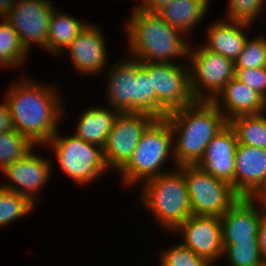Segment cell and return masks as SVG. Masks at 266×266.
<instances>
[{
	"label": "cell",
	"instance_id": "obj_1",
	"mask_svg": "<svg viewBox=\"0 0 266 266\" xmlns=\"http://www.w3.org/2000/svg\"><path fill=\"white\" fill-rule=\"evenodd\" d=\"M23 79L13 83L5 95L13 127L33 144L45 145L58 131L57 121L64 114L62 101L53 85Z\"/></svg>",
	"mask_w": 266,
	"mask_h": 266
},
{
	"label": "cell",
	"instance_id": "obj_2",
	"mask_svg": "<svg viewBox=\"0 0 266 266\" xmlns=\"http://www.w3.org/2000/svg\"><path fill=\"white\" fill-rule=\"evenodd\" d=\"M165 119L172 129L173 139L177 138L173 141V161L177 166L196 165L208 143L228 123L212 101H194L167 114Z\"/></svg>",
	"mask_w": 266,
	"mask_h": 266
},
{
	"label": "cell",
	"instance_id": "obj_3",
	"mask_svg": "<svg viewBox=\"0 0 266 266\" xmlns=\"http://www.w3.org/2000/svg\"><path fill=\"white\" fill-rule=\"evenodd\" d=\"M125 25L129 53L141 63H173L172 58H188L191 47L184 40V33L170 26L156 13L133 9Z\"/></svg>",
	"mask_w": 266,
	"mask_h": 266
},
{
	"label": "cell",
	"instance_id": "obj_4",
	"mask_svg": "<svg viewBox=\"0 0 266 266\" xmlns=\"http://www.w3.org/2000/svg\"><path fill=\"white\" fill-rule=\"evenodd\" d=\"M107 78L109 105L120 113L143 112L158 118V100L152 77L139 60L131 57L112 65Z\"/></svg>",
	"mask_w": 266,
	"mask_h": 266
},
{
	"label": "cell",
	"instance_id": "obj_5",
	"mask_svg": "<svg viewBox=\"0 0 266 266\" xmlns=\"http://www.w3.org/2000/svg\"><path fill=\"white\" fill-rule=\"evenodd\" d=\"M174 170L143 182L141 194L144 206L170 233L193 215L183 165Z\"/></svg>",
	"mask_w": 266,
	"mask_h": 266
},
{
	"label": "cell",
	"instance_id": "obj_6",
	"mask_svg": "<svg viewBox=\"0 0 266 266\" xmlns=\"http://www.w3.org/2000/svg\"><path fill=\"white\" fill-rule=\"evenodd\" d=\"M173 133L165 118H156L143 132L131 159L119 171L127 185L147 181L163 172L166 159L173 158ZM163 163V164H162Z\"/></svg>",
	"mask_w": 266,
	"mask_h": 266
},
{
	"label": "cell",
	"instance_id": "obj_7",
	"mask_svg": "<svg viewBox=\"0 0 266 266\" xmlns=\"http://www.w3.org/2000/svg\"><path fill=\"white\" fill-rule=\"evenodd\" d=\"M54 150L59 166L72 180L88 184L106 172L103 148L75 135L62 137L58 131L45 144Z\"/></svg>",
	"mask_w": 266,
	"mask_h": 266
},
{
	"label": "cell",
	"instance_id": "obj_8",
	"mask_svg": "<svg viewBox=\"0 0 266 266\" xmlns=\"http://www.w3.org/2000/svg\"><path fill=\"white\" fill-rule=\"evenodd\" d=\"M193 215L221 217L240 196L232 185L197 165H183Z\"/></svg>",
	"mask_w": 266,
	"mask_h": 266
},
{
	"label": "cell",
	"instance_id": "obj_9",
	"mask_svg": "<svg viewBox=\"0 0 266 266\" xmlns=\"http://www.w3.org/2000/svg\"><path fill=\"white\" fill-rule=\"evenodd\" d=\"M191 50L189 49L188 60L191 59L188 62L192 96L195 101H213L235 77L234 61L204 46L199 50H192L193 53Z\"/></svg>",
	"mask_w": 266,
	"mask_h": 266
},
{
	"label": "cell",
	"instance_id": "obj_10",
	"mask_svg": "<svg viewBox=\"0 0 266 266\" xmlns=\"http://www.w3.org/2000/svg\"><path fill=\"white\" fill-rule=\"evenodd\" d=\"M152 77L158 100V118L179 110L195 101L190 91L189 65L175 62L141 63Z\"/></svg>",
	"mask_w": 266,
	"mask_h": 266
},
{
	"label": "cell",
	"instance_id": "obj_11",
	"mask_svg": "<svg viewBox=\"0 0 266 266\" xmlns=\"http://www.w3.org/2000/svg\"><path fill=\"white\" fill-rule=\"evenodd\" d=\"M156 118L143 112L119 113L103 147L104 162L108 168L120 171L131 159L146 128Z\"/></svg>",
	"mask_w": 266,
	"mask_h": 266
},
{
	"label": "cell",
	"instance_id": "obj_12",
	"mask_svg": "<svg viewBox=\"0 0 266 266\" xmlns=\"http://www.w3.org/2000/svg\"><path fill=\"white\" fill-rule=\"evenodd\" d=\"M47 0H16L6 20L29 50L33 43L48 51V28L54 7Z\"/></svg>",
	"mask_w": 266,
	"mask_h": 266
},
{
	"label": "cell",
	"instance_id": "obj_13",
	"mask_svg": "<svg viewBox=\"0 0 266 266\" xmlns=\"http://www.w3.org/2000/svg\"><path fill=\"white\" fill-rule=\"evenodd\" d=\"M181 232L184 247L209 264L223 256L222 225L219 216L192 215L173 232Z\"/></svg>",
	"mask_w": 266,
	"mask_h": 266
},
{
	"label": "cell",
	"instance_id": "obj_14",
	"mask_svg": "<svg viewBox=\"0 0 266 266\" xmlns=\"http://www.w3.org/2000/svg\"><path fill=\"white\" fill-rule=\"evenodd\" d=\"M50 163L32 150L25 158L13 162L2 171L12 183L6 182L0 186L26 196L34 203L36 193L49 181Z\"/></svg>",
	"mask_w": 266,
	"mask_h": 266
},
{
	"label": "cell",
	"instance_id": "obj_15",
	"mask_svg": "<svg viewBox=\"0 0 266 266\" xmlns=\"http://www.w3.org/2000/svg\"><path fill=\"white\" fill-rule=\"evenodd\" d=\"M237 145V135L228 122L208 143L203 157L196 164L213 177L230 183L234 191Z\"/></svg>",
	"mask_w": 266,
	"mask_h": 266
},
{
	"label": "cell",
	"instance_id": "obj_16",
	"mask_svg": "<svg viewBox=\"0 0 266 266\" xmlns=\"http://www.w3.org/2000/svg\"><path fill=\"white\" fill-rule=\"evenodd\" d=\"M265 210L266 205L261 203L257 204V202L247 197H240L220 217L222 243L235 244L237 241H258L259 224L262 213Z\"/></svg>",
	"mask_w": 266,
	"mask_h": 266
},
{
	"label": "cell",
	"instance_id": "obj_17",
	"mask_svg": "<svg viewBox=\"0 0 266 266\" xmlns=\"http://www.w3.org/2000/svg\"><path fill=\"white\" fill-rule=\"evenodd\" d=\"M105 44L99 27L88 23L67 47L73 67L84 74L101 72L108 60Z\"/></svg>",
	"mask_w": 266,
	"mask_h": 266
},
{
	"label": "cell",
	"instance_id": "obj_18",
	"mask_svg": "<svg viewBox=\"0 0 266 266\" xmlns=\"http://www.w3.org/2000/svg\"><path fill=\"white\" fill-rule=\"evenodd\" d=\"M212 102L228 122L237 116L266 112V100L235 77L224 86Z\"/></svg>",
	"mask_w": 266,
	"mask_h": 266
},
{
	"label": "cell",
	"instance_id": "obj_19",
	"mask_svg": "<svg viewBox=\"0 0 266 266\" xmlns=\"http://www.w3.org/2000/svg\"><path fill=\"white\" fill-rule=\"evenodd\" d=\"M266 175V149L238 144L235 151V192L249 197Z\"/></svg>",
	"mask_w": 266,
	"mask_h": 266
},
{
	"label": "cell",
	"instance_id": "obj_20",
	"mask_svg": "<svg viewBox=\"0 0 266 266\" xmlns=\"http://www.w3.org/2000/svg\"><path fill=\"white\" fill-rule=\"evenodd\" d=\"M224 18L217 20L207 33L208 42L204 47L212 52L235 61L244 49L247 36L244 34L251 24L246 22L229 20ZM245 29V31H243Z\"/></svg>",
	"mask_w": 266,
	"mask_h": 266
},
{
	"label": "cell",
	"instance_id": "obj_21",
	"mask_svg": "<svg viewBox=\"0 0 266 266\" xmlns=\"http://www.w3.org/2000/svg\"><path fill=\"white\" fill-rule=\"evenodd\" d=\"M119 113L113 108L91 107L80 115L74 135L103 148Z\"/></svg>",
	"mask_w": 266,
	"mask_h": 266
},
{
	"label": "cell",
	"instance_id": "obj_22",
	"mask_svg": "<svg viewBox=\"0 0 266 266\" xmlns=\"http://www.w3.org/2000/svg\"><path fill=\"white\" fill-rule=\"evenodd\" d=\"M209 0H173L156 12L170 26L184 34L204 19ZM193 28V29H192Z\"/></svg>",
	"mask_w": 266,
	"mask_h": 266
},
{
	"label": "cell",
	"instance_id": "obj_23",
	"mask_svg": "<svg viewBox=\"0 0 266 266\" xmlns=\"http://www.w3.org/2000/svg\"><path fill=\"white\" fill-rule=\"evenodd\" d=\"M52 12L48 28V51L55 54L62 53L86 27L87 22H81L75 16L66 15V13Z\"/></svg>",
	"mask_w": 266,
	"mask_h": 266
},
{
	"label": "cell",
	"instance_id": "obj_24",
	"mask_svg": "<svg viewBox=\"0 0 266 266\" xmlns=\"http://www.w3.org/2000/svg\"><path fill=\"white\" fill-rule=\"evenodd\" d=\"M266 113L234 117L229 124L234 128L238 144L266 149Z\"/></svg>",
	"mask_w": 266,
	"mask_h": 266
},
{
	"label": "cell",
	"instance_id": "obj_25",
	"mask_svg": "<svg viewBox=\"0 0 266 266\" xmlns=\"http://www.w3.org/2000/svg\"><path fill=\"white\" fill-rule=\"evenodd\" d=\"M28 52L18 33L6 19H3L0 23V65L14 68L23 64Z\"/></svg>",
	"mask_w": 266,
	"mask_h": 266
},
{
	"label": "cell",
	"instance_id": "obj_26",
	"mask_svg": "<svg viewBox=\"0 0 266 266\" xmlns=\"http://www.w3.org/2000/svg\"><path fill=\"white\" fill-rule=\"evenodd\" d=\"M36 146L15 129L0 133V170L25 158Z\"/></svg>",
	"mask_w": 266,
	"mask_h": 266
},
{
	"label": "cell",
	"instance_id": "obj_27",
	"mask_svg": "<svg viewBox=\"0 0 266 266\" xmlns=\"http://www.w3.org/2000/svg\"><path fill=\"white\" fill-rule=\"evenodd\" d=\"M34 205L26 196L0 186V226L28 215L35 208Z\"/></svg>",
	"mask_w": 266,
	"mask_h": 266
},
{
	"label": "cell",
	"instance_id": "obj_28",
	"mask_svg": "<svg viewBox=\"0 0 266 266\" xmlns=\"http://www.w3.org/2000/svg\"><path fill=\"white\" fill-rule=\"evenodd\" d=\"M224 254L227 256L230 266H266L260 255L258 241H237L235 244H223Z\"/></svg>",
	"mask_w": 266,
	"mask_h": 266
},
{
	"label": "cell",
	"instance_id": "obj_29",
	"mask_svg": "<svg viewBox=\"0 0 266 266\" xmlns=\"http://www.w3.org/2000/svg\"><path fill=\"white\" fill-rule=\"evenodd\" d=\"M235 68L256 69L266 67V37L246 40L244 49L234 61Z\"/></svg>",
	"mask_w": 266,
	"mask_h": 266
},
{
	"label": "cell",
	"instance_id": "obj_30",
	"mask_svg": "<svg viewBox=\"0 0 266 266\" xmlns=\"http://www.w3.org/2000/svg\"><path fill=\"white\" fill-rule=\"evenodd\" d=\"M160 266H211V264L180 243L163 251L160 256Z\"/></svg>",
	"mask_w": 266,
	"mask_h": 266
},
{
	"label": "cell",
	"instance_id": "obj_31",
	"mask_svg": "<svg viewBox=\"0 0 266 266\" xmlns=\"http://www.w3.org/2000/svg\"><path fill=\"white\" fill-rule=\"evenodd\" d=\"M266 0H228V16L230 20L252 24L262 13Z\"/></svg>",
	"mask_w": 266,
	"mask_h": 266
},
{
	"label": "cell",
	"instance_id": "obj_32",
	"mask_svg": "<svg viewBox=\"0 0 266 266\" xmlns=\"http://www.w3.org/2000/svg\"><path fill=\"white\" fill-rule=\"evenodd\" d=\"M235 78L255 90L266 100V67L256 69L235 68Z\"/></svg>",
	"mask_w": 266,
	"mask_h": 266
},
{
	"label": "cell",
	"instance_id": "obj_33",
	"mask_svg": "<svg viewBox=\"0 0 266 266\" xmlns=\"http://www.w3.org/2000/svg\"><path fill=\"white\" fill-rule=\"evenodd\" d=\"M14 129L7 100L0 102V133Z\"/></svg>",
	"mask_w": 266,
	"mask_h": 266
},
{
	"label": "cell",
	"instance_id": "obj_34",
	"mask_svg": "<svg viewBox=\"0 0 266 266\" xmlns=\"http://www.w3.org/2000/svg\"><path fill=\"white\" fill-rule=\"evenodd\" d=\"M258 244L261 258L266 265V210L262 213L259 224Z\"/></svg>",
	"mask_w": 266,
	"mask_h": 266
},
{
	"label": "cell",
	"instance_id": "obj_35",
	"mask_svg": "<svg viewBox=\"0 0 266 266\" xmlns=\"http://www.w3.org/2000/svg\"><path fill=\"white\" fill-rule=\"evenodd\" d=\"M250 200L266 205V175L260 186L248 197Z\"/></svg>",
	"mask_w": 266,
	"mask_h": 266
},
{
	"label": "cell",
	"instance_id": "obj_36",
	"mask_svg": "<svg viewBox=\"0 0 266 266\" xmlns=\"http://www.w3.org/2000/svg\"><path fill=\"white\" fill-rule=\"evenodd\" d=\"M173 0H147L146 4L141 8V10L156 13L165 5L171 3Z\"/></svg>",
	"mask_w": 266,
	"mask_h": 266
},
{
	"label": "cell",
	"instance_id": "obj_37",
	"mask_svg": "<svg viewBox=\"0 0 266 266\" xmlns=\"http://www.w3.org/2000/svg\"><path fill=\"white\" fill-rule=\"evenodd\" d=\"M16 0H0V17L6 19L10 15V11Z\"/></svg>",
	"mask_w": 266,
	"mask_h": 266
},
{
	"label": "cell",
	"instance_id": "obj_38",
	"mask_svg": "<svg viewBox=\"0 0 266 266\" xmlns=\"http://www.w3.org/2000/svg\"><path fill=\"white\" fill-rule=\"evenodd\" d=\"M147 0H143V2H141L138 6H136L134 9H141L145 4H146Z\"/></svg>",
	"mask_w": 266,
	"mask_h": 266
}]
</instances>
